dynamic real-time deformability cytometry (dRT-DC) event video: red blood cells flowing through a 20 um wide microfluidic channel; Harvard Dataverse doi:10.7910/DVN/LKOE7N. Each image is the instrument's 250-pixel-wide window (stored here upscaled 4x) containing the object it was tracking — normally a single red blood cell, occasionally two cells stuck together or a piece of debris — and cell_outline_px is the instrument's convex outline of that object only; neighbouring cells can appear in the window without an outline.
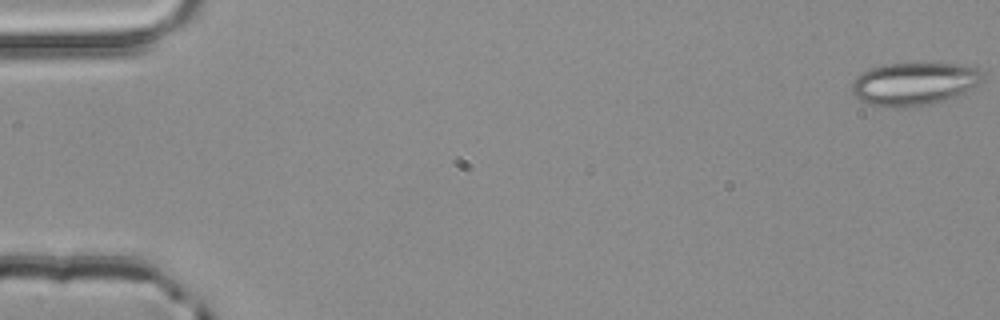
{"species": "common noctule bat (a hibernating species)", "species_latin": "Nyctalus noctula", "temperature_condition": "room temperature", "stored_images_in_passage": 4, "camera_frame_rate_fps": 3000, "um_per_image_px": 0.085, "animal": {"sex": "male", "body_mass_g": 20.4}, "frame": {"image": 1, "passage_image": 1, "time_ms": 0.0, "image_size_px": [1000, 320], "cell_outline_px": [[984, 80], [980, 84], [964, 92], [936, 104], [904, 108], [892, 108], [868, 104], [860, 100], [852, 92], [852, 84], [856, 76], [872, 68], [884, 64], [916, 60], [976, 64], [984, 72]], "centroid_in_image_um": [77.81, 7.06], "position_along_channel_um": 7.2, "area_um2": 34.56}}
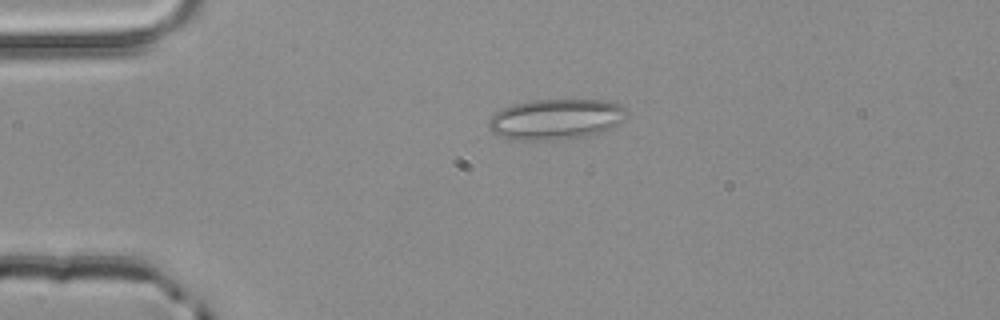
{"frame": {"image": 2, "passage_image": 3, "time_ms": 0.667, "image_size_px": [1000, 320], "cell_outline_px": [[628, 112], [624, 120], [604, 132], [584, 136], [556, 140], [512, 140], [500, 136], [492, 132], [488, 128], [488, 120], [496, 112], [512, 104], [532, 100], [608, 100], [628, 108]], "centroid_in_image_um": [47.26, 10.13], "position_along_channel_um": 37.7, "area_um2": 32.95}}